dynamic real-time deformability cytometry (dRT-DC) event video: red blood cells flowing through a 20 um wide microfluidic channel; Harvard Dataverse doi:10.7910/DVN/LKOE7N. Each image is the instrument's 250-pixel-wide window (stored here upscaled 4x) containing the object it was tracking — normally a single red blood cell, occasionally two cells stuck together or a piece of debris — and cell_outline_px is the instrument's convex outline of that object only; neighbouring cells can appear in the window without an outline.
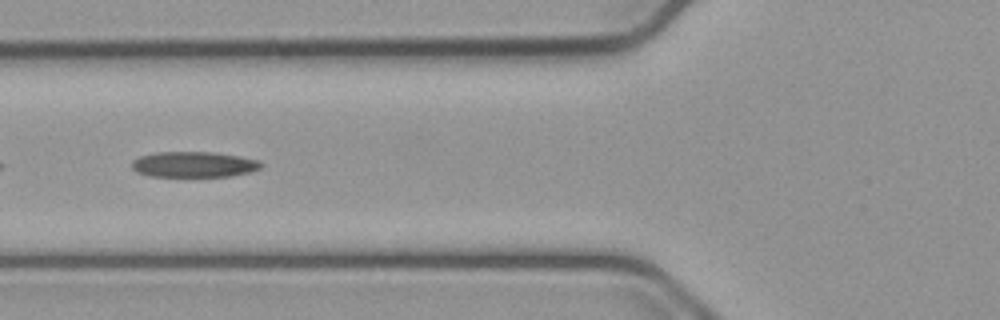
{"species": "common noctule bat (a hibernating species)", "species_latin": "Nyctalus noctula", "temperature_condition": "cold", "stored_images_in_passage": 10, "camera_frame_rate_fps": 3000, "um_per_image_px": 0.085, "animal": {"sex": "male", "body_mass_g": 23.1, "forearm_length_mm": 52.7}, "frame": {"image": 1, "passage_image": 5, "time_ms": 1.333, "image_size_px": [1000, 320], "cell_outline_px": [[260, 168], [248, 172], [232, 176], [148, 176], [136, 172], [132, 168], [132, 160], [140, 156], [156, 152], [212, 152], [260, 160]], "centroid_in_image_um": [16.42, 13.98], "position_along_channel_um": 109.4, "area_um2": 19.13}}